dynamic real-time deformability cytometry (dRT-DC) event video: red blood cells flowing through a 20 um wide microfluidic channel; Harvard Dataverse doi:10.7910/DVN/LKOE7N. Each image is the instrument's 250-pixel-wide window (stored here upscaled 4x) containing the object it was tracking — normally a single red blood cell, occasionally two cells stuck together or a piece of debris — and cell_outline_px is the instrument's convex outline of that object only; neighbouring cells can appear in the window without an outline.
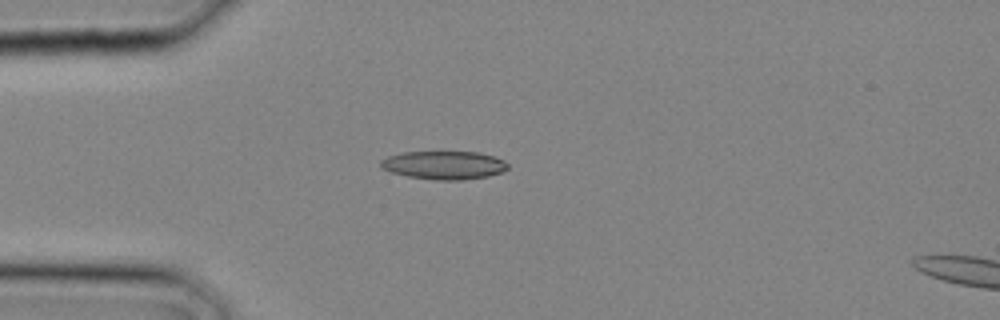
{"species": "common noctule bat (a hibernating species)", "species_latin": "Nyctalus noctula", "temperature_condition": "cold", "stored_images_in_passage": 9, "camera_frame_rate_fps": 3000, "um_per_image_px": 0.085, "animal": {"sex": "male", "body_mass_g": 20.4}, "frame": {"image": 1, "passage_image": 7, "time_ms": 2.0, "image_size_px": [1000, 320], "cell_outline_px": [[508, 168], [504, 172], [488, 176], [460, 180], [436, 180], [408, 176], [392, 172], [384, 168], [380, 164], [380, 160], [388, 156], [404, 152], [480, 152], [496, 156], [504, 160], [508, 164]], "centroid_in_image_um": [37.8, 14.03], "position_along_channel_um": 47.2, "area_um2": 20.98}}